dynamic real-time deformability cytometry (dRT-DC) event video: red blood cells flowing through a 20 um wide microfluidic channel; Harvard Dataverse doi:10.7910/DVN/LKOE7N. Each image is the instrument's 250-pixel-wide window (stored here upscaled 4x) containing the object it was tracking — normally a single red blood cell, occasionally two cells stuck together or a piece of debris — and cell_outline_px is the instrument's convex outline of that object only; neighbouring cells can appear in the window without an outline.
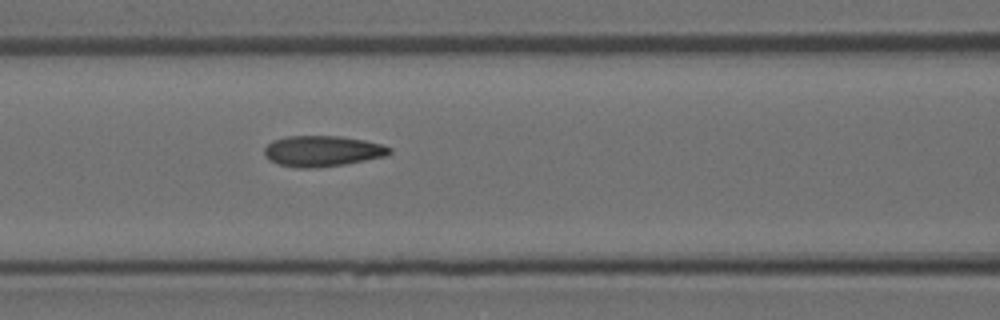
{"species": "Egyptian fruit bat (a non-hibernating species)", "species_latin": "Rousettus aegyptiacus", "temperature_condition": "room temperature", "stored_images_in_passage": 4, "camera_frame_rate_fps": 3000, "um_per_image_px": 0.085, "animal": {"sex": "female"}, "frame": {"image": 1, "passage_image": 4, "time_ms": 1.0, "image_size_px": [1000, 320], "cell_outline_px": [[392, 152], [384, 156], [344, 164], [316, 168], [296, 168], [280, 164], [268, 160], [264, 156], [264, 148], [272, 140], [288, 136], [340, 136], [364, 140], [380, 144], [392, 148]], "centroid_in_image_um": [27.36, 12.84], "position_along_channel_um": 139.2, "area_um2": 22.43}}